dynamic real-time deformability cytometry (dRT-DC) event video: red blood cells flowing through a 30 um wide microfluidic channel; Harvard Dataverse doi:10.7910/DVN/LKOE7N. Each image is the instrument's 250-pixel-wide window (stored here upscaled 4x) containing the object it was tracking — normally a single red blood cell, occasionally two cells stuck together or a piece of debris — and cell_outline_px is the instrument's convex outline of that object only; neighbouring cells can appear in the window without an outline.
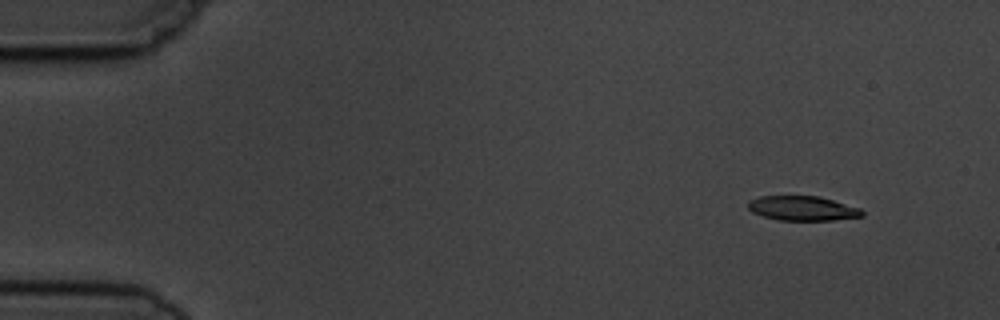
{"species": "common noctule bat (a hibernating species)", "species_latin": "Nyctalus noctula", "temperature_condition": "cold", "stored_images_in_passage": 4, "camera_frame_rate_fps": 3000, "um_per_image_px": 0.085, "animal": {"sex": "male", "body_mass_g": 19.5, "forearm_length_mm": 54.6}, "frame": {"image": 1, "passage_image": 1, "time_ms": 0.0, "image_size_px": [1000, 320], "cell_outline_px": [[864, 216], [832, 220], [780, 220], [764, 216], [752, 212], [748, 208], [748, 200], [760, 196], [820, 196], [860, 208], [864, 212]], "centroid_in_image_um": [68.22, 17.7], "position_along_channel_um": 16.8, "area_um2": 16.3}}
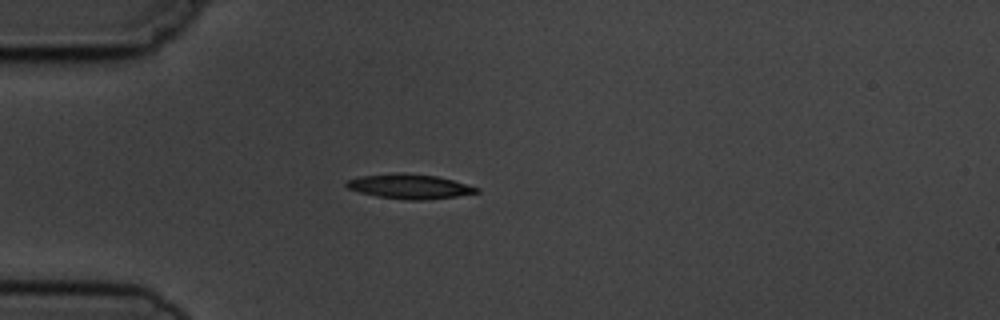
{"frame": {"image": 2, "passage_image": 4, "time_ms": 3.333, "image_size_px": [1000, 320], "cell_outline_px": [[480, 192], [456, 196], [420, 200], [408, 200], [376, 196], [360, 192], [348, 188], [344, 184], [348, 180], [360, 176], [396, 172], [404, 172], [436, 176], [452, 180], [480, 188]], "centroid_in_image_um": [34.79, 15.83], "position_along_channel_um": 50.2, "area_um2": 18.61}}